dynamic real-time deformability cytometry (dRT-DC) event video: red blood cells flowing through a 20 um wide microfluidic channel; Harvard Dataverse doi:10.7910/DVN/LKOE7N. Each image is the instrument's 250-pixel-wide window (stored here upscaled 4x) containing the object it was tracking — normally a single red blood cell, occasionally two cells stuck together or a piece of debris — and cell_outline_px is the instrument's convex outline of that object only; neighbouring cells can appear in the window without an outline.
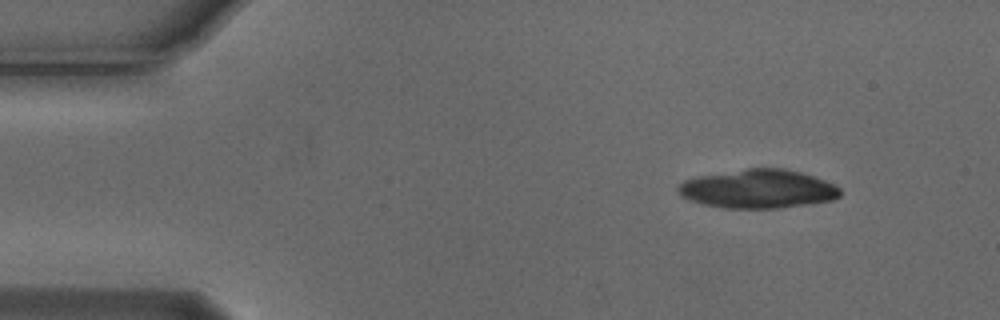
{"species": "Egyptian fruit bat (a non-hibernating species)", "species_latin": "Rousettus aegyptiacus", "temperature_condition": "cold", "stored_images_in_passage": 6, "segment_of_instrument_passage": [1, 2], "camera_frame_rate_fps": 3000, "um_per_image_px": 0.085, "animal": {"sex": "male"}, "frame": {"image": 1, "passage_image": 1, "time_ms": 0.0, "image_size_px": [1000, 320], "cell_outline_px": [[840, 196], [832, 200], [776, 208], [724, 208], [704, 204], [680, 196], [676, 192], [676, 188], [684, 180], [700, 176], [748, 168], [784, 168], [800, 172], [836, 184], [840, 188]], "centroid_in_image_um": [64.42, 16.05], "position_along_channel_um": 20.6, "area_um2": 36.3}}